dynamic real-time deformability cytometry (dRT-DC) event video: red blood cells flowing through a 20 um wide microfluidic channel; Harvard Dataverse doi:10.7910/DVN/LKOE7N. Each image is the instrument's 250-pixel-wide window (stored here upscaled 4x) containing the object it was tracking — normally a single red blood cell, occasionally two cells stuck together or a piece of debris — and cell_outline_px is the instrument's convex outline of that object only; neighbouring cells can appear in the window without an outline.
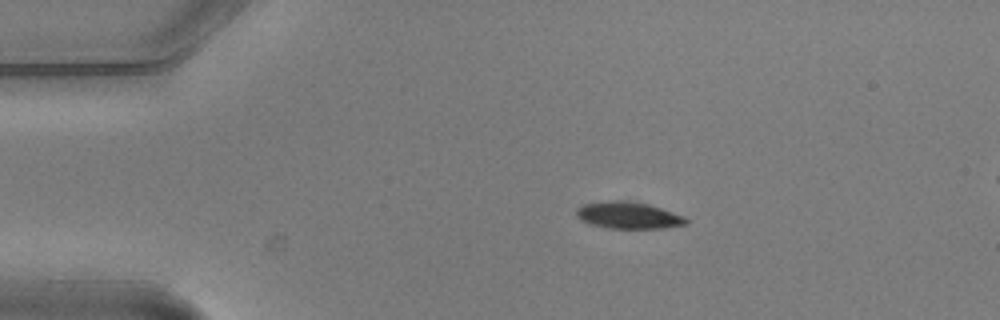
{"species": "common noctule bat (a hibernating species)", "species_latin": "Nyctalus noctula", "temperature_condition": "warm", "stored_images_in_passage": 3, "camera_frame_rate_fps": 3000, "um_per_image_px": 0.085, "animal": {"sex": "male", "body_mass_g": 20.5, "forearm_length_mm": 52.5}, "frame": {"image": 1, "passage_image": 1, "time_ms": 0.0, "image_size_px": [1000, 320], "cell_outline_px": [[688, 224], [664, 228], [608, 228], [588, 224], [580, 220], [576, 216], [576, 208], [584, 204], [608, 200], [620, 200], [648, 204], [684, 216], [688, 220]], "centroid_in_image_um": [53.37, 18.31], "position_along_channel_um": 31.6, "area_um2": 17.17}}